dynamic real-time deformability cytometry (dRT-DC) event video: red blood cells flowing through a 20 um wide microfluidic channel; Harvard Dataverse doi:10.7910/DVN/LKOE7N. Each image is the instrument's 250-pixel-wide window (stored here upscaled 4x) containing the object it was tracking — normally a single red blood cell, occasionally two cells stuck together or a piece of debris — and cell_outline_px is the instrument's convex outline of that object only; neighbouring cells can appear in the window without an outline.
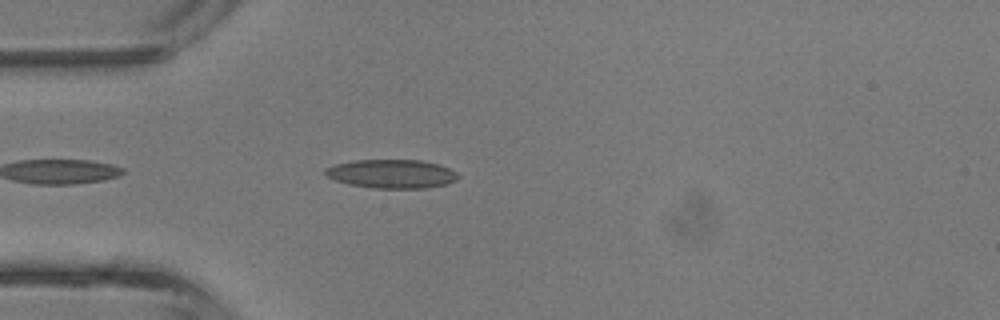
{"species": "common noctule bat (a hibernating species)", "species_latin": "Nyctalus noctula", "temperature_condition": "room temperature", "stored_images_in_passage": 30, "camera_frame_rate_fps": 3000, "um_per_image_px": 0.085, "animal": {"sex": "male", "body_mass_g": 13.3}, "frame": {"image": 1, "passage_image": 2, "time_ms": 0.333, "image_size_px": [1000, 320], "cell_outline_px": [[460, 176], [456, 180], [444, 184], [428, 188], [376, 188], [348, 184], [336, 180], [328, 176], [324, 172], [328, 168], [336, 164], [356, 160], [420, 160], [440, 164], [456, 172]], "centroid_in_image_um": [33.34, 14.77], "position_along_channel_um": 51.7, "area_um2": 22.02}}
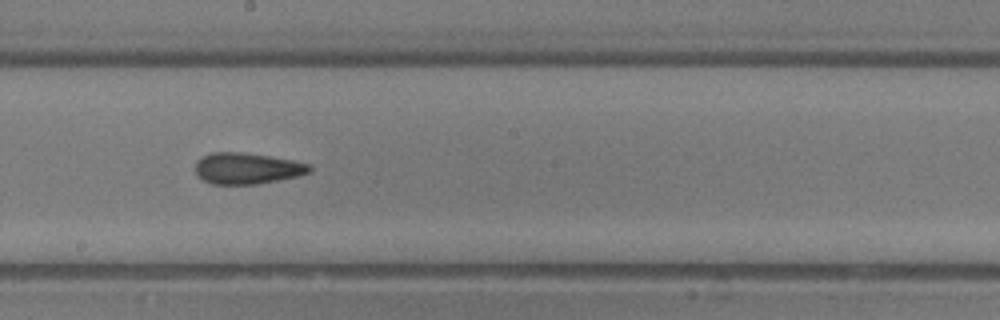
{"frame": {"image": 2, "passage_image": 13, "time_ms": 4.0, "image_size_px": [1000, 320], "cell_outline_px": [[312, 172], [296, 176], [256, 184], [212, 184], [200, 180], [196, 176], [196, 160], [200, 156], [212, 152], [244, 152], [292, 160], [312, 164]], "centroid_in_image_um": [20.96, 14.31], "position_along_channel_um": 227.2, "area_um2": 20.98}}
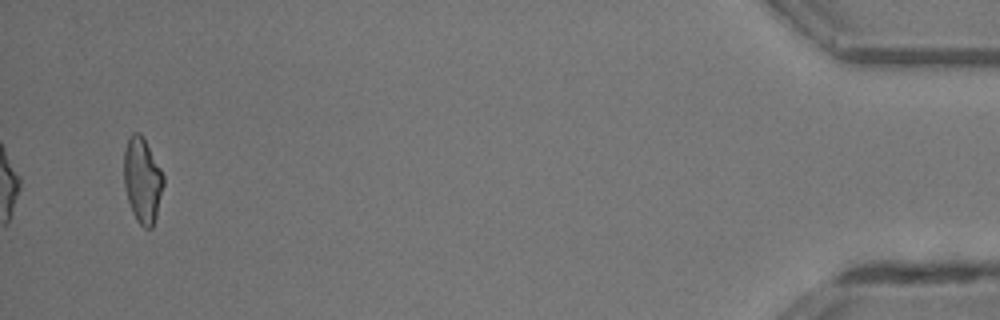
{"frame": {"image": 3, "passage_image": 30, "time_ms": 9.667, "image_size_px": [1000, 320], "cell_outline_px": [[164, 184], [156, 216], [152, 228], [144, 228], [136, 220], [132, 212], [128, 200], [124, 184], [124, 152], [128, 140], [132, 132], [140, 132], [160, 168], [164, 176]], "centroid_in_image_um": [12.1, 15.34], "position_along_channel_um": 423.1, "area_um2": 19.42}}